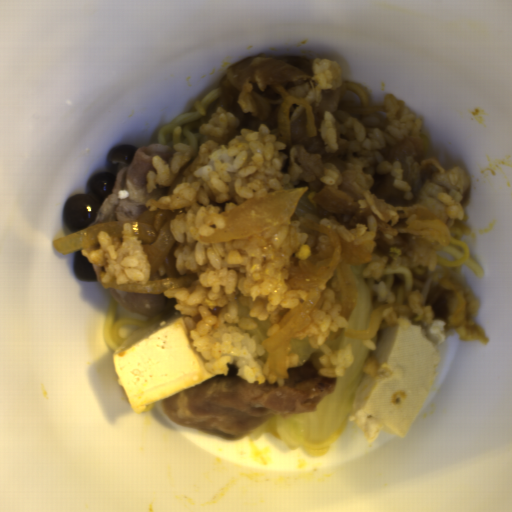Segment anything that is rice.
Returning a JSON list of instances; mask_svg holds the SVG:
<instances>
[{
    "instance_id": "1",
    "label": "rice",
    "mask_w": 512,
    "mask_h": 512,
    "mask_svg": "<svg viewBox=\"0 0 512 512\" xmlns=\"http://www.w3.org/2000/svg\"><path fill=\"white\" fill-rule=\"evenodd\" d=\"M200 145L177 143L169 163L153 157L148 191L161 195L147 213L167 210L176 242L178 276L191 286L162 291L175 309L192 348L214 378L239 376L251 383L284 384L270 373V352L262 343L281 317L309 291L290 285L296 252L309 240L298 221L259 234L208 243L204 236L224 228V214L237 205L293 189L288 161L269 127L241 128L240 119L220 105L200 127Z\"/></svg>"
},
{
    "instance_id": "2",
    "label": "rice",
    "mask_w": 512,
    "mask_h": 512,
    "mask_svg": "<svg viewBox=\"0 0 512 512\" xmlns=\"http://www.w3.org/2000/svg\"><path fill=\"white\" fill-rule=\"evenodd\" d=\"M384 124L382 127L365 126L360 119L350 118L337 120L330 113L321 116L319 135L323 148L336 151L342 138L364 156L373 155L377 162L378 172L392 175L394 187L403 191L406 200H411L412 190L403 180L402 168L397 160L387 161L380 155V150L394 144H399L411 136L422 137V122L413 114L407 105L391 94H385Z\"/></svg>"
},
{
    "instance_id": "3",
    "label": "rice",
    "mask_w": 512,
    "mask_h": 512,
    "mask_svg": "<svg viewBox=\"0 0 512 512\" xmlns=\"http://www.w3.org/2000/svg\"><path fill=\"white\" fill-rule=\"evenodd\" d=\"M318 291V302L309 314L306 328L293 337L307 339L311 347L319 349V360L323 363L319 372L337 379L344 376L346 368L355 360L351 346L330 350L324 345L329 333L349 328L348 318L341 314L342 291L338 274L322 282Z\"/></svg>"
},
{
    "instance_id": "4",
    "label": "rice",
    "mask_w": 512,
    "mask_h": 512,
    "mask_svg": "<svg viewBox=\"0 0 512 512\" xmlns=\"http://www.w3.org/2000/svg\"><path fill=\"white\" fill-rule=\"evenodd\" d=\"M84 257L92 264L96 280L105 289L126 283H147L151 265L142 243L124 223L121 238L113 239L104 232L98 233L96 243L81 248Z\"/></svg>"
},
{
    "instance_id": "5",
    "label": "rice",
    "mask_w": 512,
    "mask_h": 512,
    "mask_svg": "<svg viewBox=\"0 0 512 512\" xmlns=\"http://www.w3.org/2000/svg\"><path fill=\"white\" fill-rule=\"evenodd\" d=\"M318 224L332 230L338 235V239L351 241L353 245H362L368 251L370 260L362 270V277L372 293L375 294V300L379 306L396 303L395 293L381 280L388 264V256L375 255L372 252L376 245L374 238L377 233V220L375 216L367 218L366 224L356 223L354 229H347L330 218H323Z\"/></svg>"
},
{
    "instance_id": "6",
    "label": "rice",
    "mask_w": 512,
    "mask_h": 512,
    "mask_svg": "<svg viewBox=\"0 0 512 512\" xmlns=\"http://www.w3.org/2000/svg\"><path fill=\"white\" fill-rule=\"evenodd\" d=\"M310 71L315 81L313 93L316 102L321 100V90H338L342 86L341 70L335 61L317 56L312 59Z\"/></svg>"
},
{
    "instance_id": "7",
    "label": "rice",
    "mask_w": 512,
    "mask_h": 512,
    "mask_svg": "<svg viewBox=\"0 0 512 512\" xmlns=\"http://www.w3.org/2000/svg\"><path fill=\"white\" fill-rule=\"evenodd\" d=\"M293 366H299V356L288 346L285 360L286 371Z\"/></svg>"
}]
</instances>
